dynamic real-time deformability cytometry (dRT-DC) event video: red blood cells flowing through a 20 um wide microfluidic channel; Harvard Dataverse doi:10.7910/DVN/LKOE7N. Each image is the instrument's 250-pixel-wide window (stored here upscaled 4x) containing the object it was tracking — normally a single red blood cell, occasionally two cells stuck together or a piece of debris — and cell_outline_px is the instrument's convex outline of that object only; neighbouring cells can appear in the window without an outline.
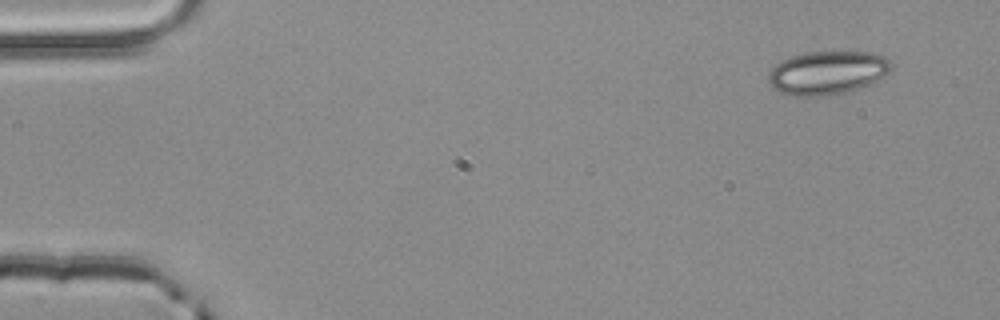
{"species": "common noctule bat (a hibernating species)", "species_latin": "Nyctalus noctula", "temperature_condition": "room temperature", "stored_images_in_passage": 4, "camera_frame_rate_fps": 3000, "um_per_image_px": 0.085, "animal": {"sex": "male", "body_mass_g": 20.4}, "frame": {"image": 1, "passage_image": 4, "time_ms": 1.0, "image_size_px": [1000, 320], "cell_outline_px": [[892, 68], [888, 72], [876, 80], [860, 88], [848, 92], [828, 96], [792, 96], [780, 92], [772, 88], [768, 84], [768, 72], [780, 60], [804, 52], [872, 52], [884, 56], [892, 64]], "centroid_in_image_um": [70.28, 6.19], "position_along_channel_um": 14.7, "area_um2": 31.39}}